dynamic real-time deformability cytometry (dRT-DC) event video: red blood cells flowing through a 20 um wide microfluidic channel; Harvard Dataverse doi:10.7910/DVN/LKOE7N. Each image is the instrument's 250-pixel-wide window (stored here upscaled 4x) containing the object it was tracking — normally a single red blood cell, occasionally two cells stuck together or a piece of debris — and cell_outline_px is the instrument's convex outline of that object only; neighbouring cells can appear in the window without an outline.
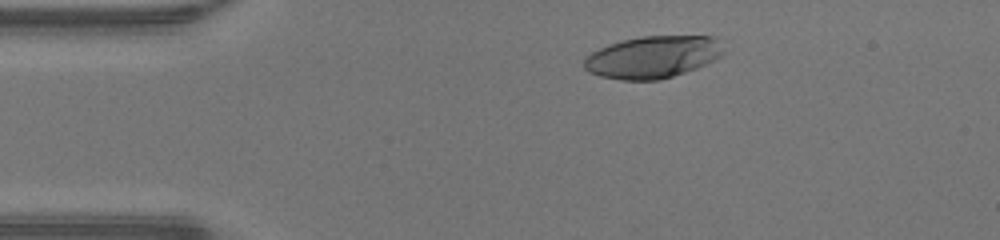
{"species": "human", "species_latin": "Homo sapiens", "temperature_condition": "warm", "stored_images_in_passage": 40, "camera_frame_rate_fps": 3000, "um_per_image_px": 0.085, "donor": {"sex": "male"}, "frame": {"image": 1, "passage_image": 1, "time_ms": 0.0, "image_size_px": [1000, 240], "cell_outline_px": [[724, 52], [720, 56], [696, 68], [660, 80], [620, 80], [600, 76], [588, 72], [584, 68], [584, 60], [592, 52], [608, 44], [640, 36], [716, 36]], "centroid_in_image_um": [55.46, 4.85], "position_along_channel_um": 29.5, "area_um2": 34.04}}
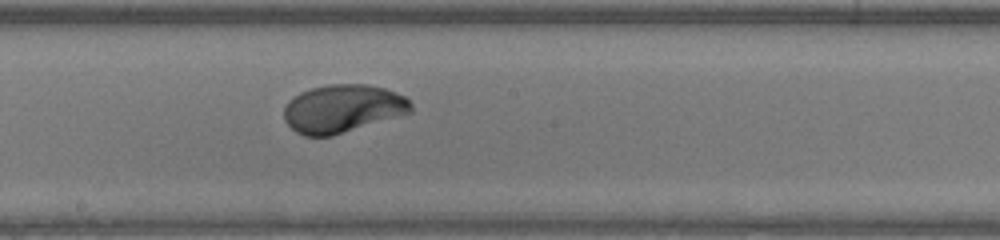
{"frame": {"image": 2, "passage_image": 18, "time_ms": 5.667, "image_size_px": [1000, 240], "cell_outline_px": [[412, 112], [332, 136], [304, 136], [296, 132], [284, 120], [284, 108], [288, 100], [300, 92], [312, 88], [328, 84], [368, 84], [384, 88], [404, 96], [412, 104]], "centroid_in_image_um": [29.11, 9.23], "position_along_channel_um": 219.1, "area_um2": 35.49}}
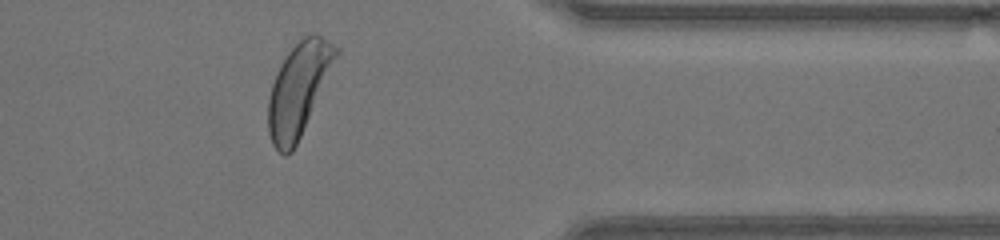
{"frame": {"image": 3, "passage_image": 31, "time_ms": 10.0, "image_size_px": [1000, 240], "cell_outline_px": [[340, 52], [300, 136], [292, 152], [284, 156], [272, 144], [268, 132], [268, 100], [272, 84], [276, 72], [280, 64], [288, 52], [304, 36], [312, 32], [320, 36], [340, 48]], "centroid_in_image_um": [25.37, 7.58], "position_along_channel_um": 386.0, "area_um2": 36.07}, "authors_computed_cell_mechanics": {"area_um2": 35.3447, "velocity_mm_per_s": 4.2968, "shape_relaxation_time_tau1_ms": 3.0866, "shape_relaxation_time_tau2_ms": null, "deformation_change_tau1": 0.2087, "deformation_change_tau2": null}}